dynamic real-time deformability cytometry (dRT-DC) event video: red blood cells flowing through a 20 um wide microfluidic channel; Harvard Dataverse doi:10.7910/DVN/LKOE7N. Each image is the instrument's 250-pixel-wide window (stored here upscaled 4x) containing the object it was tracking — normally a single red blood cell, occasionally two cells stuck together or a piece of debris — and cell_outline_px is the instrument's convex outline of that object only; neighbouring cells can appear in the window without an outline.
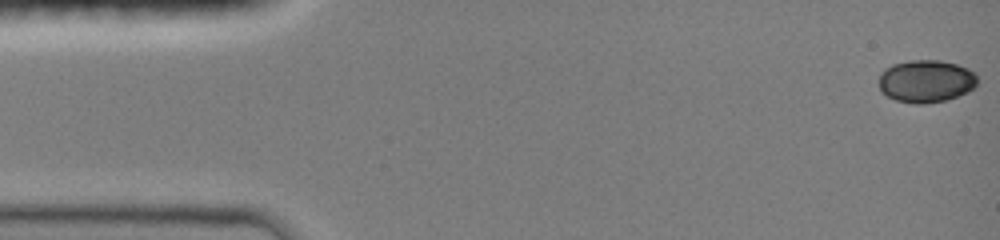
{"species": "common noctule bat (a hibernating species)", "species_latin": "Nyctalus noctula", "temperature_condition": "room temperature", "stored_images_in_passage": 48, "camera_frame_rate_fps": 3000, "um_per_image_px": 0.085, "animal": {"sex": "female", "body_mass_g": 19.0, "forearm_length_mm": 51.5}, "frame": {"image": 1, "passage_image": 1, "time_ms": 0.0, "image_size_px": [1000, 240], "cell_outline_px": [[976, 84], [968, 92], [944, 100], [924, 104], [912, 104], [896, 100], [880, 92], [880, 72], [884, 68], [892, 64], [912, 60], [940, 60], [956, 64], [968, 68], [976, 72]], "centroid_in_image_um": [78.69, 6.89], "position_along_channel_um": 6.3, "area_um2": 24.51}}
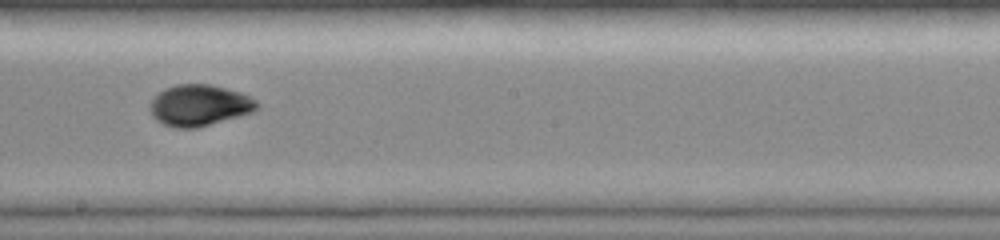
{"frame": {"image": 2, "passage_image": 27, "time_ms": 8.667, "image_size_px": [1000, 240], "cell_outline_px": [[260, 108], [252, 112], [240, 116], [196, 128], [176, 128], [164, 124], [156, 120], [152, 116], [148, 108], [152, 100], [164, 88], [176, 84], [212, 84], [240, 92], [256, 100], [260, 104]], "centroid_in_image_um": [16.95, 8.95], "position_along_channel_um": 231.3, "area_um2": 25.84}}
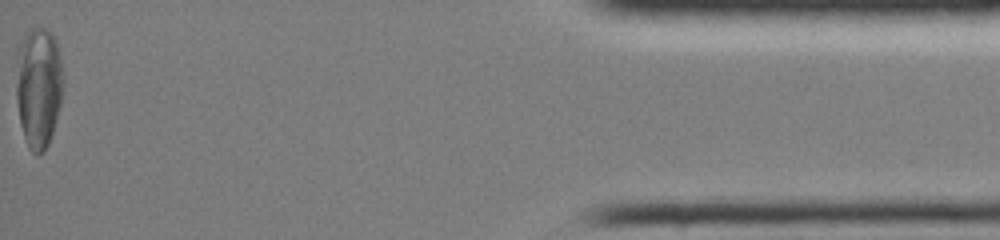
{"frame": {"image": 3, "passage_image": 48, "time_ms": 15.667, "image_size_px": [1000, 240], "cell_outline_px": [[64, 84], [60, 104], [56, 120], [48, 144], [44, 152], [36, 156], [28, 148], [20, 124], [16, 100], [16, 84], [20, 44], [28, 28], [40, 24], [48, 28], [52, 32], [56, 40], [60, 52], [64, 72]], "centroid_in_image_um": [3.31, 7.35], "position_along_channel_um": 431.9, "area_um2": 33.93}, "authors_computed_cell_mechanics": {"area_um2": 25.5476, "velocity_mm_per_s": 4.0399, "shape_relaxation_time_tau1_ms": 5.0641, "shape_relaxation_time_tau2_ms": 3.4002, "deformation_change_tau1": 0.1363, "deformation_change_tau2": 0.0544}}